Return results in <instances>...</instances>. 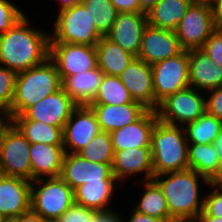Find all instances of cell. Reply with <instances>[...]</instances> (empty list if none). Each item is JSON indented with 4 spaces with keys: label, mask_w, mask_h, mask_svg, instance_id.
Returning a JSON list of instances; mask_svg holds the SVG:
<instances>
[{
    "label": "cell",
    "mask_w": 222,
    "mask_h": 222,
    "mask_svg": "<svg viewBox=\"0 0 222 222\" xmlns=\"http://www.w3.org/2000/svg\"><path fill=\"white\" fill-rule=\"evenodd\" d=\"M97 66L106 75L119 76L136 58L103 36L96 44Z\"/></svg>",
    "instance_id": "obj_26"
},
{
    "label": "cell",
    "mask_w": 222,
    "mask_h": 222,
    "mask_svg": "<svg viewBox=\"0 0 222 222\" xmlns=\"http://www.w3.org/2000/svg\"><path fill=\"white\" fill-rule=\"evenodd\" d=\"M217 29L212 8L192 3L174 30L183 50L201 49Z\"/></svg>",
    "instance_id": "obj_10"
},
{
    "label": "cell",
    "mask_w": 222,
    "mask_h": 222,
    "mask_svg": "<svg viewBox=\"0 0 222 222\" xmlns=\"http://www.w3.org/2000/svg\"><path fill=\"white\" fill-rule=\"evenodd\" d=\"M17 73L0 66V111L10 115Z\"/></svg>",
    "instance_id": "obj_35"
},
{
    "label": "cell",
    "mask_w": 222,
    "mask_h": 222,
    "mask_svg": "<svg viewBox=\"0 0 222 222\" xmlns=\"http://www.w3.org/2000/svg\"><path fill=\"white\" fill-rule=\"evenodd\" d=\"M220 158L214 144H189V168L205 177L208 181L216 174Z\"/></svg>",
    "instance_id": "obj_30"
},
{
    "label": "cell",
    "mask_w": 222,
    "mask_h": 222,
    "mask_svg": "<svg viewBox=\"0 0 222 222\" xmlns=\"http://www.w3.org/2000/svg\"><path fill=\"white\" fill-rule=\"evenodd\" d=\"M119 213L113 211L98 212L92 222H124Z\"/></svg>",
    "instance_id": "obj_42"
},
{
    "label": "cell",
    "mask_w": 222,
    "mask_h": 222,
    "mask_svg": "<svg viewBox=\"0 0 222 222\" xmlns=\"http://www.w3.org/2000/svg\"><path fill=\"white\" fill-rule=\"evenodd\" d=\"M215 149L216 153L218 154V157L222 159V125L219 131V134L217 135V138L215 139Z\"/></svg>",
    "instance_id": "obj_49"
},
{
    "label": "cell",
    "mask_w": 222,
    "mask_h": 222,
    "mask_svg": "<svg viewBox=\"0 0 222 222\" xmlns=\"http://www.w3.org/2000/svg\"><path fill=\"white\" fill-rule=\"evenodd\" d=\"M98 212L74 203L60 218V222H92Z\"/></svg>",
    "instance_id": "obj_38"
},
{
    "label": "cell",
    "mask_w": 222,
    "mask_h": 222,
    "mask_svg": "<svg viewBox=\"0 0 222 222\" xmlns=\"http://www.w3.org/2000/svg\"><path fill=\"white\" fill-rule=\"evenodd\" d=\"M30 144L63 145V129L35 120H12Z\"/></svg>",
    "instance_id": "obj_29"
},
{
    "label": "cell",
    "mask_w": 222,
    "mask_h": 222,
    "mask_svg": "<svg viewBox=\"0 0 222 222\" xmlns=\"http://www.w3.org/2000/svg\"><path fill=\"white\" fill-rule=\"evenodd\" d=\"M209 184L222 188V159H220L216 174L209 180Z\"/></svg>",
    "instance_id": "obj_46"
},
{
    "label": "cell",
    "mask_w": 222,
    "mask_h": 222,
    "mask_svg": "<svg viewBox=\"0 0 222 222\" xmlns=\"http://www.w3.org/2000/svg\"><path fill=\"white\" fill-rule=\"evenodd\" d=\"M81 3L89 10L97 30L106 36L112 29V26L119 13L110 0H82Z\"/></svg>",
    "instance_id": "obj_34"
},
{
    "label": "cell",
    "mask_w": 222,
    "mask_h": 222,
    "mask_svg": "<svg viewBox=\"0 0 222 222\" xmlns=\"http://www.w3.org/2000/svg\"><path fill=\"white\" fill-rule=\"evenodd\" d=\"M49 59L55 64L61 81L65 77L97 67L96 46L72 43H50Z\"/></svg>",
    "instance_id": "obj_11"
},
{
    "label": "cell",
    "mask_w": 222,
    "mask_h": 222,
    "mask_svg": "<svg viewBox=\"0 0 222 222\" xmlns=\"http://www.w3.org/2000/svg\"><path fill=\"white\" fill-rule=\"evenodd\" d=\"M25 14L8 0H0V35L13 27Z\"/></svg>",
    "instance_id": "obj_36"
},
{
    "label": "cell",
    "mask_w": 222,
    "mask_h": 222,
    "mask_svg": "<svg viewBox=\"0 0 222 222\" xmlns=\"http://www.w3.org/2000/svg\"><path fill=\"white\" fill-rule=\"evenodd\" d=\"M58 1H60L59 3V5H60V9H59V11H62V10H64V9H66V8H70V7H72V6H75L76 4H79V3H81V1L80 0H58Z\"/></svg>",
    "instance_id": "obj_51"
},
{
    "label": "cell",
    "mask_w": 222,
    "mask_h": 222,
    "mask_svg": "<svg viewBox=\"0 0 222 222\" xmlns=\"http://www.w3.org/2000/svg\"><path fill=\"white\" fill-rule=\"evenodd\" d=\"M152 180L164 193L169 214L175 222H195L203 211L204 195L201 196L199 180L209 181L188 168L155 175Z\"/></svg>",
    "instance_id": "obj_2"
},
{
    "label": "cell",
    "mask_w": 222,
    "mask_h": 222,
    "mask_svg": "<svg viewBox=\"0 0 222 222\" xmlns=\"http://www.w3.org/2000/svg\"><path fill=\"white\" fill-rule=\"evenodd\" d=\"M60 177L73 190L87 182L116 179L110 164L90 162L78 153H65Z\"/></svg>",
    "instance_id": "obj_15"
},
{
    "label": "cell",
    "mask_w": 222,
    "mask_h": 222,
    "mask_svg": "<svg viewBox=\"0 0 222 222\" xmlns=\"http://www.w3.org/2000/svg\"><path fill=\"white\" fill-rule=\"evenodd\" d=\"M78 154L90 162L112 166L114 150L109 132L100 131Z\"/></svg>",
    "instance_id": "obj_33"
},
{
    "label": "cell",
    "mask_w": 222,
    "mask_h": 222,
    "mask_svg": "<svg viewBox=\"0 0 222 222\" xmlns=\"http://www.w3.org/2000/svg\"><path fill=\"white\" fill-rule=\"evenodd\" d=\"M4 218H5V217L0 214V222H3Z\"/></svg>",
    "instance_id": "obj_55"
},
{
    "label": "cell",
    "mask_w": 222,
    "mask_h": 222,
    "mask_svg": "<svg viewBox=\"0 0 222 222\" xmlns=\"http://www.w3.org/2000/svg\"><path fill=\"white\" fill-rule=\"evenodd\" d=\"M11 123H12L11 116L3 111H0V140L2 138L4 131L9 127Z\"/></svg>",
    "instance_id": "obj_45"
},
{
    "label": "cell",
    "mask_w": 222,
    "mask_h": 222,
    "mask_svg": "<svg viewBox=\"0 0 222 222\" xmlns=\"http://www.w3.org/2000/svg\"><path fill=\"white\" fill-rule=\"evenodd\" d=\"M97 118L99 128L103 132H112L132 124L148 109L133 101L121 105L90 104Z\"/></svg>",
    "instance_id": "obj_22"
},
{
    "label": "cell",
    "mask_w": 222,
    "mask_h": 222,
    "mask_svg": "<svg viewBox=\"0 0 222 222\" xmlns=\"http://www.w3.org/2000/svg\"><path fill=\"white\" fill-rule=\"evenodd\" d=\"M189 85L206 94L222 86V66L206 55L202 49L188 50Z\"/></svg>",
    "instance_id": "obj_21"
},
{
    "label": "cell",
    "mask_w": 222,
    "mask_h": 222,
    "mask_svg": "<svg viewBox=\"0 0 222 222\" xmlns=\"http://www.w3.org/2000/svg\"><path fill=\"white\" fill-rule=\"evenodd\" d=\"M140 9L147 13L159 0H138Z\"/></svg>",
    "instance_id": "obj_48"
},
{
    "label": "cell",
    "mask_w": 222,
    "mask_h": 222,
    "mask_svg": "<svg viewBox=\"0 0 222 222\" xmlns=\"http://www.w3.org/2000/svg\"><path fill=\"white\" fill-rule=\"evenodd\" d=\"M183 51L174 30L162 29L147 24L137 58L153 65L177 56Z\"/></svg>",
    "instance_id": "obj_14"
},
{
    "label": "cell",
    "mask_w": 222,
    "mask_h": 222,
    "mask_svg": "<svg viewBox=\"0 0 222 222\" xmlns=\"http://www.w3.org/2000/svg\"><path fill=\"white\" fill-rule=\"evenodd\" d=\"M100 131L93 109L89 105L76 106L63 129L65 153H78Z\"/></svg>",
    "instance_id": "obj_13"
},
{
    "label": "cell",
    "mask_w": 222,
    "mask_h": 222,
    "mask_svg": "<svg viewBox=\"0 0 222 222\" xmlns=\"http://www.w3.org/2000/svg\"><path fill=\"white\" fill-rule=\"evenodd\" d=\"M64 155L63 145L31 144L29 157L32 169V181L43 177L61 176Z\"/></svg>",
    "instance_id": "obj_23"
},
{
    "label": "cell",
    "mask_w": 222,
    "mask_h": 222,
    "mask_svg": "<svg viewBox=\"0 0 222 222\" xmlns=\"http://www.w3.org/2000/svg\"><path fill=\"white\" fill-rule=\"evenodd\" d=\"M117 182V179L87 182L74 190V202L97 212L113 211L108 207Z\"/></svg>",
    "instance_id": "obj_25"
},
{
    "label": "cell",
    "mask_w": 222,
    "mask_h": 222,
    "mask_svg": "<svg viewBox=\"0 0 222 222\" xmlns=\"http://www.w3.org/2000/svg\"><path fill=\"white\" fill-rule=\"evenodd\" d=\"M104 72L98 66L89 71L65 77L61 86L77 106L90 105L94 100Z\"/></svg>",
    "instance_id": "obj_24"
},
{
    "label": "cell",
    "mask_w": 222,
    "mask_h": 222,
    "mask_svg": "<svg viewBox=\"0 0 222 222\" xmlns=\"http://www.w3.org/2000/svg\"><path fill=\"white\" fill-rule=\"evenodd\" d=\"M20 222H45V219L30 209L20 215Z\"/></svg>",
    "instance_id": "obj_44"
},
{
    "label": "cell",
    "mask_w": 222,
    "mask_h": 222,
    "mask_svg": "<svg viewBox=\"0 0 222 222\" xmlns=\"http://www.w3.org/2000/svg\"><path fill=\"white\" fill-rule=\"evenodd\" d=\"M113 6L117 9L119 13H140L143 12L140 9V4L138 0H110Z\"/></svg>",
    "instance_id": "obj_41"
},
{
    "label": "cell",
    "mask_w": 222,
    "mask_h": 222,
    "mask_svg": "<svg viewBox=\"0 0 222 222\" xmlns=\"http://www.w3.org/2000/svg\"><path fill=\"white\" fill-rule=\"evenodd\" d=\"M222 120L205 111L195 121L184 126L188 144H214Z\"/></svg>",
    "instance_id": "obj_31"
},
{
    "label": "cell",
    "mask_w": 222,
    "mask_h": 222,
    "mask_svg": "<svg viewBox=\"0 0 222 222\" xmlns=\"http://www.w3.org/2000/svg\"><path fill=\"white\" fill-rule=\"evenodd\" d=\"M213 191L204 195L203 212L211 217L222 218V188L208 184Z\"/></svg>",
    "instance_id": "obj_37"
},
{
    "label": "cell",
    "mask_w": 222,
    "mask_h": 222,
    "mask_svg": "<svg viewBox=\"0 0 222 222\" xmlns=\"http://www.w3.org/2000/svg\"><path fill=\"white\" fill-rule=\"evenodd\" d=\"M219 0H192V3L200 4L202 6H207L212 9L218 4Z\"/></svg>",
    "instance_id": "obj_52"
},
{
    "label": "cell",
    "mask_w": 222,
    "mask_h": 222,
    "mask_svg": "<svg viewBox=\"0 0 222 222\" xmlns=\"http://www.w3.org/2000/svg\"><path fill=\"white\" fill-rule=\"evenodd\" d=\"M155 111L160 121L185 126L206 111V97L201 95L200 90L188 87L167 96L158 104Z\"/></svg>",
    "instance_id": "obj_8"
},
{
    "label": "cell",
    "mask_w": 222,
    "mask_h": 222,
    "mask_svg": "<svg viewBox=\"0 0 222 222\" xmlns=\"http://www.w3.org/2000/svg\"><path fill=\"white\" fill-rule=\"evenodd\" d=\"M119 77L134 101L148 110H155L151 65L135 58Z\"/></svg>",
    "instance_id": "obj_17"
},
{
    "label": "cell",
    "mask_w": 222,
    "mask_h": 222,
    "mask_svg": "<svg viewBox=\"0 0 222 222\" xmlns=\"http://www.w3.org/2000/svg\"><path fill=\"white\" fill-rule=\"evenodd\" d=\"M133 101L119 76L104 74L98 92L91 104L121 105Z\"/></svg>",
    "instance_id": "obj_32"
},
{
    "label": "cell",
    "mask_w": 222,
    "mask_h": 222,
    "mask_svg": "<svg viewBox=\"0 0 222 222\" xmlns=\"http://www.w3.org/2000/svg\"><path fill=\"white\" fill-rule=\"evenodd\" d=\"M58 12L50 43L96 46L103 37L95 26V18L82 3Z\"/></svg>",
    "instance_id": "obj_5"
},
{
    "label": "cell",
    "mask_w": 222,
    "mask_h": 222,
    "mask_svg": "<svg viewBox=\"0 0 222 222\" xmlns=\"http://www.w3.org/2000/svg\"><path fill=\"white\" fill-rule=\"evenodd\" d=\"M31 210L44 219H59L75 202L74 190L59 176L31 182Z\"/></svg>",
    "instance_id": "obj_6"
},
{
    "label": "cell",
    "mask_w": 222,
    "mask_h": 222,
    "mask_svg": "<svg viewBox=\"0 0 222 222\" xmlns=\"http://www.w3.org/2000/svg\"><path fill=\"white\" fill-rule=\"evenodd\" d=\"M215 16L216 27L222 29V0H219L218 4L213 9Z\"/></svg>",
    "instance_id": "obj_47"
},
{
    "label": "cell",
    "mask_w": 222,
    "mask_h": 222,
    "mask_svg": "<svg viewBox=\"0 0 222 222\" xmlns=\"http://www.w3.org/2000/svg\"><path fill=\"white\" fill-rule=\"evenodd\" d=\"M195 222H222V218L208 216L202 211Z\"/></svg>",
    "instance_id": "obj_50"
},
{
    "label": "cell",
    "mask_w": 222,
    "mask_h": 222,
    "mask_svg": "<svg viewBox=\"0 0 222 222\" xmlns=\"http://www.w3.org/2000/svg\"><path fill=\"white\" fill-rule=\"evenodd\" d=\"M142 182L144 193L134 210L163 222H175L169 214L167 200L159 186L153 180Z\"/></svg>",
    "instance_id": "obj_28"
},
{
    "label": "cell",
    "mask_w": 222,
    "mask_h": 222,
    "mask_svg": "<svg viewBox=\"0 0 222 222\" xmlns=\"http://www.w3.org/2000/svg\"><path fill=\"white\" fill-rule=\"evenodd\" d=\"M151 68L155 110L167 96L190 87L187 50H183L177 56L157 62L151 65Z\"/></svg>",
    "instance_id": "obj_7"
},
{
    "label": "cell",
    "mask_w": 222,
    "mask_h": 222,
    "mask_svg": "<svg viewBox=\"0 0 222 222\" xmlns=\"http://www.w3.org/2000/svg\"><path fill=\"white\" fill-rule=\"evenodd\" d=\"M208 57L222 66V29L217 28L201 48Z\"/></svg>",
    "instance_id": "obj_39"
},
{
    "label": "cell",
    "mask_w": 222,
    "mask_h": 222,
    "mask_svg": "<svg viewBox=\"0 0 222 222\" xmlns=\"http://www.w3.org/2000/svg\"><path fill=\"white\" fill-rule=\"evenodd\" d=\"M142 172L143 175L145 173V181L152 180L154 177L150 147L114 151L112 173L119 182Z\"/></svg>",
    "instance_id": "obj_20"
},
{
    "label": "cell",
    "mask_w": 222,
    "mask_h": 222,
    "mask_svg": "<svg viewBox=\"0 0 222 222\" xmlns=\"http://www.w3.org/2000/svg\"><path fill=\"white\" fill-rule=\"evenodd\" d=\"M31 181L12 176L0 177V214L20 216L31 209Z\"/></svg>",
    "instance_id": "obj_18"
},
{
    "label": "cell",
    "mask_w": 222,
    "mask_h": 222,
    "mask_svg": "<svg viewBox=\"0 0 222 222\" xmlns=\"http://www.w3.org/2000/svg\"><path fill=\"white\" fill-rule=\"evenodd\" d=\"M147 24V15L144 12H121L117 14L112 29L106 37L137 58Z\"/></svg>",
    "instance_id": "obj_16"
},
{
    "label": "cell",
    "mask_w": 222,
    "mask_h": 222,
    "mask_svg": "<svg viewBox=\"0 0 222 222\" xmlns=\"http://www.w3.org/2000/svg\"><path fill=\"white\" fill-rule=\"evenodd\" d=\"M158 117L155 110H147L138 120L110 132L114 151L150 147L151 133Z\"/></svg>",
    "instance_id": "obj_19"
},
{
    "label": "cell",
    "mask_w": 222,
    "mask_h": 222,
    "mask_svg": "<svg viewBox=\"0 0 222 222\" xmlns=\"http://www.w3.org/2000/svg\"><path fill=\"white\" fill-rule=\"evenodd\" d=\"M61 82L56 66L49 58L38 66L17 73L11 118L21 115L42 98L59 90Z\"/></svg>",
    "instance_id": "obj_4"
},
{
    "label": "cell",
    "mask_w": 222,
    "mask_h": 222,
    "mask_svg": "<svg viewBox=\"0 0 222 222\" xmlns=\"http://www.w3.org/2000/svg\"><path fill=\"white\" fill-rule=\"evenodd\" d=\"M3 222H20V216H8V217H5Z\"/></svg>",
    "instance_id": "obj_53"
},
{
    "label": "cell",
    "mask_w": 222,
    "mask_h": 222,
    "mask_svg": "<svg viewBox=\"0 0 222 222\" xmlns=\"http://www.w3.org/2000/svg\"><path fill=\"white\" fill-rule=\"evenodd\" d=\"M77 105L61 87L59 90L42 98L39 102L27 108L21 115L12 120H35L64 129Z\"/></svg>",
    "instance_id": "obj_12"
},
{
    "label": "cell",
    "mask_w": 222,
    "mask_h": 222,
    "mask_svg": "<svg viewBox=\"0 0 222 222\" xmlns=\"http://www.w3.org/2000/svg\"><path fill=\"white\" fill-rule=\"evenodd\" d=\"M208 92H210V97L206 98V111L222 120V86L208 90Z\"/></svg>",
    "instance_id": "obj_40"
},
{
    "label": "cell",
    "mask_w": 222,
    "mask_h": 222,
    "mask_svg": "<svg viewBox=\"0 0 222 222\" xmlns=\"http://www.w3.org/2000/svg\"><path fill=\"white\" fill-rule=\"evenodd\" d=\"M29 23L24 16L0 35V66L19 73L49 58L50 33L30 28Z\"/></svg>",
    "instance_id": "obj_1"
},
{
    "label": "cell",
    "mask_w": 222,
    "mask_h": 222,
    "mask_svg": "<svg viewBox=\"0 0 222 222\" xmlns=\"http://www.w3.org/2000/svg\"><path fill=\"white\" fill-rule=\"evenodd\" d=\"M123 221L125 222V220ZM128 222H163V221L154 218L152 216L139 213L133 209L132 215L130 216Z\"/></svg>",
    "instance_id": "obj_43"
},
{
    "label": "cell",
    "mask_w": 222,
    "mask_h": 222,
    "mask_svg": "<svg viewBox=\"0 0 222 222\" xmlns=\"http://www.w3.org/2000/svg\"><path fill=\"white\" fill-rule=\"evenodd\" d=\"M182 127L164 123L159 119L155 123L150 141L154 176L189 168V144Z\"/></svg>",
    "instance_id": "obj_3"
},
{
    "label": "cell",
    "mask_w": 222,
    "mask_h": 222,
    "mask_svg": "<svg viewBox=\"0 0 222 222\" xmlns=\"http://www.w3.org/2000/svg\"><path fill=\"white\" fill-rule=\"evenodd\" d=\"M192 4V0H159L147 13L148 24L175 30Z\"/></svg>",
    "instance_id": "obj_27"
},
{
    "label": "cell",
    "mask_w": 222,
    "mask_h": 222,
    "mask_svg": "<svg viewBox=\"0 0 222 222\" xmlns=\"http://www.w3.org/2000/svg\"><path fill=\"white\" fill-rule=\"evenodd\" d=\"M29 141L11 123L0 140V168L2 175L19 177L32 182Z\"/></svg>",
    "instance_id": "obj_9"
},
{
    "label": "cell",
    "mask_w": 222,
    "mask_h": 222,
    "mask_svg": "<svg viewBox=\"0 0 222 222\" xmlns=\"http://www.w3.org/2000/svg\"><path fill=\"white\" fill-rule=\"evenodd\" d=\"M45 222H60L59 219H45Z\"/></svg>",
    "instance_id": "obj_54"
}]
</instances>
